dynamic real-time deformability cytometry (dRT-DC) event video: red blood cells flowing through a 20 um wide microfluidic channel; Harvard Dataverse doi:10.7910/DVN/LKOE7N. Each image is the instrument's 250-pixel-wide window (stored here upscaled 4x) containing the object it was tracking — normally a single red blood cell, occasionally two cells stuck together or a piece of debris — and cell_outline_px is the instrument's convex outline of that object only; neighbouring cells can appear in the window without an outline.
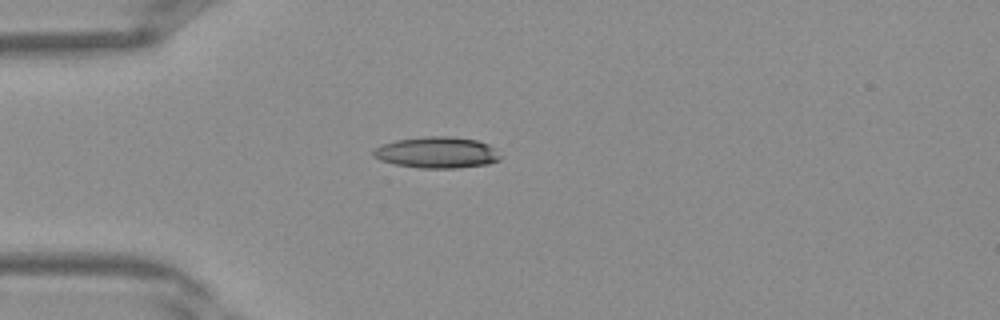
{"species": "Egyptian fruit bat (a non-hibernating species)", "species_latin": "Rousettus aegyptiacus", "temperature_condition": "warm", "stored_images_in_passage": 30, "camera_frame_rate_fps": 3000, "um_per_image_px": 0.085, "frame": {"image": 1, "passage_image": 1, "time_ms": 0.0, "image_size_px": [1000, 320], "cell_outline_px": [[500, 160], [488, 164], [456, 168], [420, 168], [396, 164], [380, 160], [372, 156], [372, 152], [376, 148], [384, 144], [396, 140], [424, 136], [448, 136], [476, 140], [488, 144], [496, 148], [500, 156]], "centroid_in_image_um": [37.16, 12.96], "position_along_channel_um": 47.8, "area_um2": 23.12}}
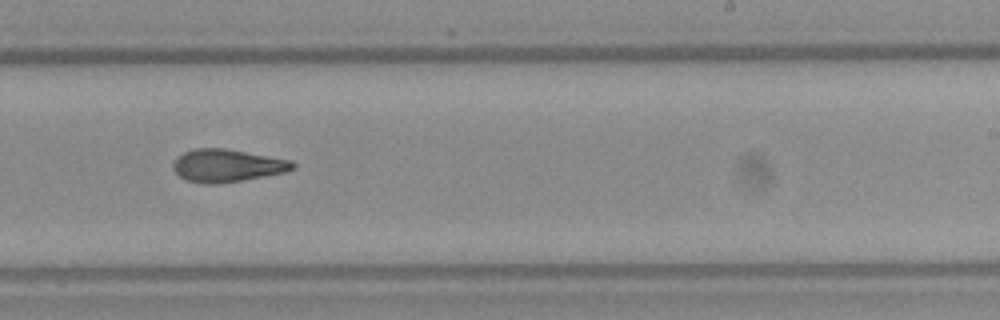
{"frame": {"image": 2, "passage_image": 15, "time_ms": 4.667, "image_size_px": [1000, 320], "cell_outline_px": [[296, 168], [284, 172], [240, 180], [216, 184], [204, 184], [184, 180], [172, 168], [172, 164], [176, 156], [184, 152], [196, 148], [224, 148], [292, 160], [296, 164]], "centroid_in_image_um": [19.27, 14.07], "position_along_channel_um": 269.7, "area_um2": 22.77}}
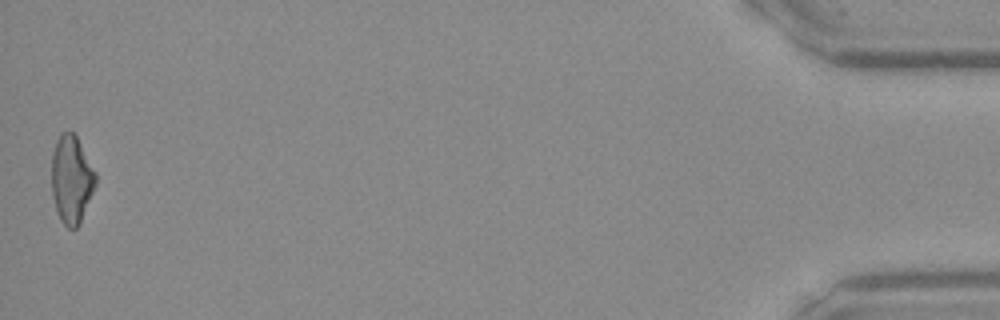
{"frame": {"image": 3, "passage_image": 30, "time_ms": 9.667, "image_size_px": [1000, 320], "cell_outline_px": [[96, 184], [80, 224], [76, 228], [68, 228], [60, 220], [56, 212], [52, 196], [52, 152], [56, 140], [60, 132], [72, 132], [76, 136], [96, 172]], "centroid_in_image_um": [6.07, 15.26], "position_along_channel_um": 429.1, "area_um2": 22.66}}